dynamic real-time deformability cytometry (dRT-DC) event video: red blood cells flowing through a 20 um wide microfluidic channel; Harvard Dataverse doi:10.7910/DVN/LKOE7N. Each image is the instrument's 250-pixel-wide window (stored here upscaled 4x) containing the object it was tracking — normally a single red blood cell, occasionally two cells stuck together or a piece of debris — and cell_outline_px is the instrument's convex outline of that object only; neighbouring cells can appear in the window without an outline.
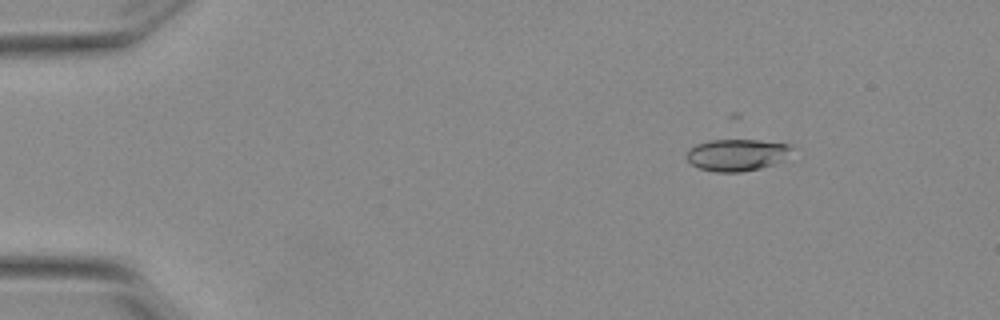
{"species": "Egyptian fruit bat (a non-hibernating species)", "species_latin": "Rousettus aegyptiacus", "temperature_condition": "warm", "stored_images_in_passage": 24, "camera_frame_rate_fps": 3000, "um_per_image_px": 0.085, "animal": {"sex": "female"}, "frame": {"image": 1, "passage_image": 3, "time_ms": 0.667, "image_size_px": [1000, 320], "cell_outline_px": [[792, 148], [784, 160], [760, 168], [740, 172], [716, 172], [700, 168], [692, 164], [688, 160], [688, 148], [696, 144], [712, 140], [760, 140], [792, 144]], "centroid_in_image_um": [62.65, 13.16], "position_along_channel_um": 22.3, "area_um2": 19.42}}
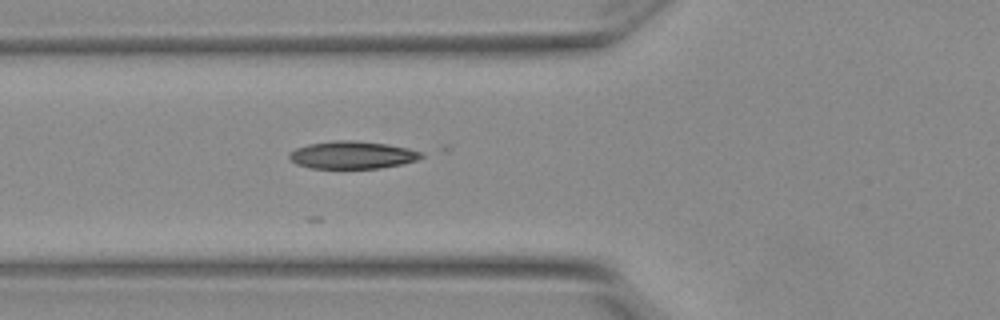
{"frame": {"image": 2, "passage_image": 16, "time_ms": 5.0, "image_size_px": [1000, 320], "cell_outline_px": [[424, 156], [416, 160], [400, 164], [380, 168], [308, 168], [296, 164], [288, 156], [296, 148], [308, 144], [336, 140], [356, 140], [388, 144], [408, 148], [420, 152]], "centroid_in_image_um": [29.93, 13.17], "position_along_channel_um": 95.9, "area_um2": 21.1}}
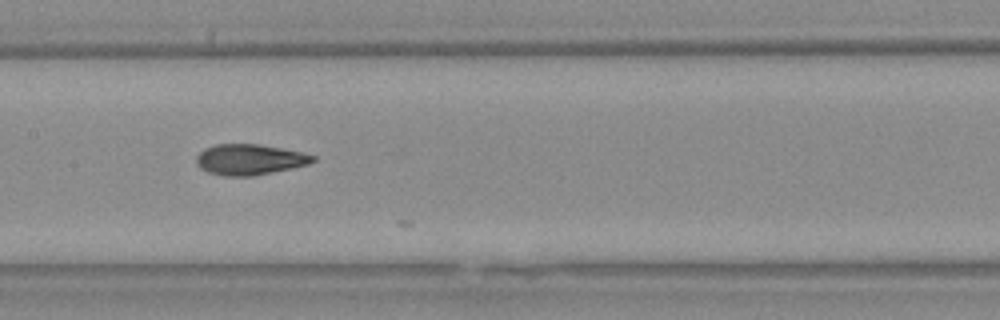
{"frame": {"image": 3, "passage_image": 23, "time_ms": 7.333, "image_size_px": [1000, 320], "cell_outline_px": [[316, 160], [308, 164], [292, 168], [252, 176], [224, 176], [208, 172], [200, 168], [196, 164], [196, 156], [204, 148], [216, 144], [260, 144], [300, 152], [316, 156]], "centroid_in_image_um": [21.19, 13.56], "position_along_channel_um": 186.2, "area_um2": 20.81}}